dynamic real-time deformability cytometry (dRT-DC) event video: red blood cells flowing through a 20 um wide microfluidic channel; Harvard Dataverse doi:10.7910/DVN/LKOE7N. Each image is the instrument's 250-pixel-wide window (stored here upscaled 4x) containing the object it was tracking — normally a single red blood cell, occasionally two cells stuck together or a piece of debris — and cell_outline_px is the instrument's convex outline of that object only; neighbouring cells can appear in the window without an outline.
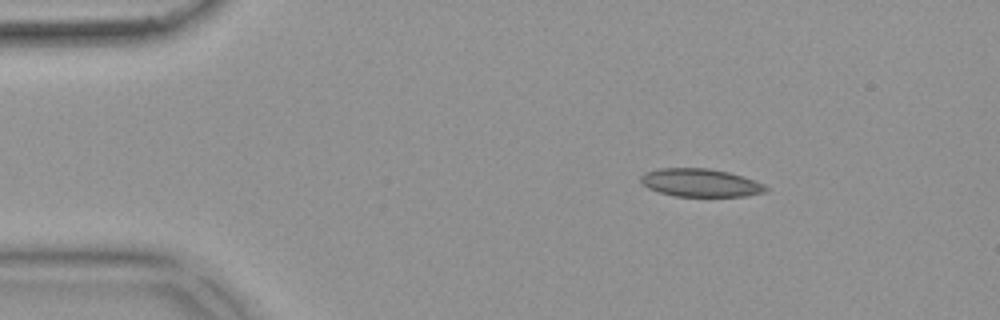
{"species": "common noctule bat (a hibernating species)", "species_latin": "Nyctalus noctula", "temperature_condition": "warm", "stored_images_in_passage": 45, "camera_frame_rate_fps": 3000, "um_per_image_px": 0.085, "animal": {"sex": "female", "body_mass_g": 18.4}, "frame": {"image": 1, "passage_image": 1, "time_ms": 0.0, "image_size_px": [1000, 320], "cell_outline_px": [[768, 188], [764, 192], [744, 196], [676, 196], [660, 192], [648, 188], [640, 184], [640, 176], [644, 172], [656, 168], [708, 168], [728, 172], [744, 176], [764, 184]], "centroid_in_image_um": [59.49, 15.52], "position_along_channel_um": 25.5, "area_um2": 20.52}}
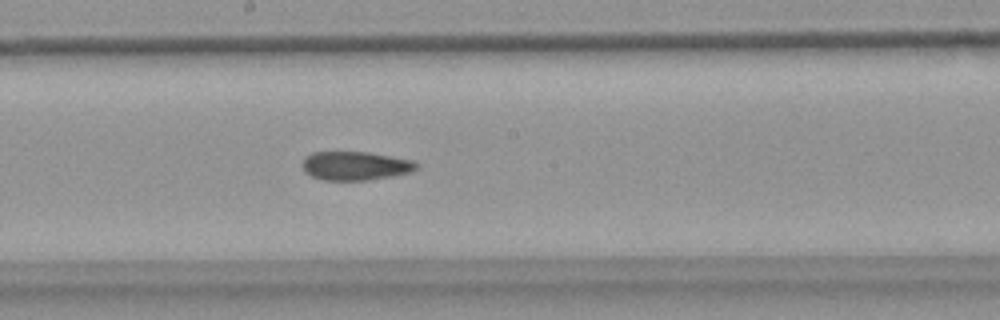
{"frame": {"image": 2, "passage_image": 21, "time_ms": 6.667, "image_size_px": [1000, 320], "cell_outline_px": [[420, 168], [412, 172], [392, 176], [368, 180], [320, 180], [304, 172], [304, 156], [312, 152], [368, 152], [416, 160], [420, 164]], "centroid_in_image_um": [30.28, 14.09], "position_along_channel_um": 217.9, "area_um2": 19.42}}
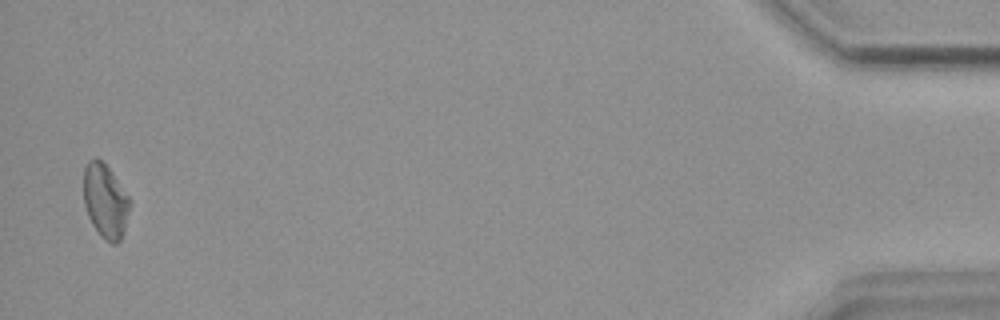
{"frame": {"image": 3, "passage_image": 44, "time_ms": 14.333, "image_size_px": [1000, 320], "cell_outline_px": [[132, 204], [120, 240], [116, 244], [112, 244], [104, 240], [100, 236], [92, 224], [88, 216], [84, 204], [84, 168], [88, 160], [96, 156], [112, 172], [132, 200]], "centroid_in_image_um": [8.96, 17.08], "position_along_channel_um": 426.2, "area_um2": 20.17}, "authors_computed_cell_mechanics": {"area_um2": 20.1144, "velocity_mm_per_s": 3.8784, "shape_relaxation_time_tau1_ms": null, "shape_relaxation_time_tau2_ms": 4.706, "deformation_change_tau1": null, "deformation_change_tau2": 0.1173}}